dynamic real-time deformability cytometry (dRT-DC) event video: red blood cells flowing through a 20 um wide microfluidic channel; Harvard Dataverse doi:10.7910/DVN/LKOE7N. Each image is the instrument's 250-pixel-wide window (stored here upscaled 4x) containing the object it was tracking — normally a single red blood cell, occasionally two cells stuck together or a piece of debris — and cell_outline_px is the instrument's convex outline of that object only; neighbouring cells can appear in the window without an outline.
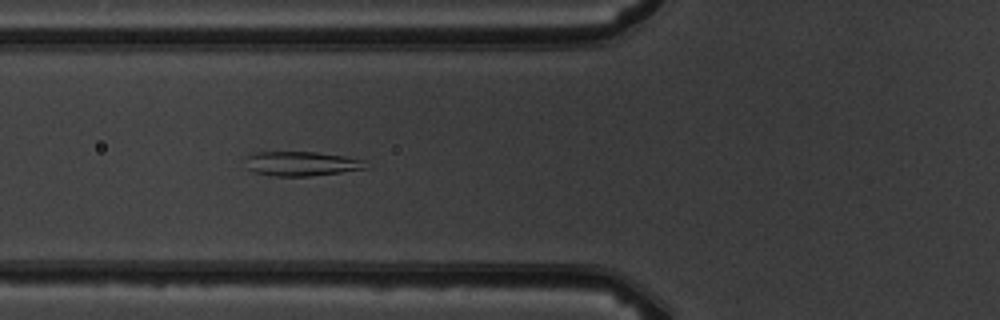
{"species": "common noctule bat (a hibernating species)", "species_latin": "Nyctalus noctula", "temperature_condition": "warm", "stored_images_in_passage": 6, "camera_frame_rate_fps": 3000, "um_per_image_px": 0.085, "animal": {"sex": "male", "body_mass_g": 19.5, "forearm_length_mm": 54.6}, "frame": {"image": 1, "passage_image": 6, "time_ms": 5.667, "image_size_px": [1000, 320], "cell_outline_px": [[368, 168], [340, 172], [308, 176], [276, 176], [256, 172], [248, 168], [244, 156], [256, 152], [316, 152], [348, 156], [364, 160]], "centroid_in_image_um": [25.63, 13.9], "position_along_channel_um": 100.2, "area_um2": 17.11}}